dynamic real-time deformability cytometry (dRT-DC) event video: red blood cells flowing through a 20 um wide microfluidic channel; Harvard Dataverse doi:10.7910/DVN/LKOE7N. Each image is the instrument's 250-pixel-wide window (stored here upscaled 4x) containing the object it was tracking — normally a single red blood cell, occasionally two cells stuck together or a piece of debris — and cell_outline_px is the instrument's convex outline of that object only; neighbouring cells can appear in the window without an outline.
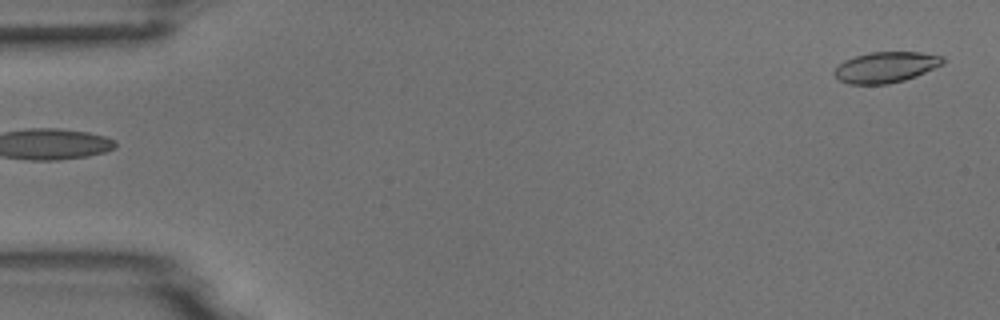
{"species": "common noctule bat (a hibernating species)", "species_latin": "Nyctalus noctula", "temperature_condition": "room temperature", "stored_images_in_passage": 5, "segment_of_instrument_passage": [2, 2], "camera_frame_rate_fps": 3000, "um_per_image_px": 0.085, "animal": {"sex": "male", "body_mass_g": 18.8}, "frame": {"image": 1, "passage_image": 5, "time_ms": 5.333, "image_size_px": [1000, 320], "cell_outline_px": [[944, 64], [916, 76], [904, 80], [888, 84], [848, 84], [840, 80], [832, 72], [844, 60], [856, 56], [872, 52], [920, 52], [944, 56]], "centroid_in_image_um": [75.31, 5.71], "position_along_channel_um": 9.7, "area_um2": 19.42}}